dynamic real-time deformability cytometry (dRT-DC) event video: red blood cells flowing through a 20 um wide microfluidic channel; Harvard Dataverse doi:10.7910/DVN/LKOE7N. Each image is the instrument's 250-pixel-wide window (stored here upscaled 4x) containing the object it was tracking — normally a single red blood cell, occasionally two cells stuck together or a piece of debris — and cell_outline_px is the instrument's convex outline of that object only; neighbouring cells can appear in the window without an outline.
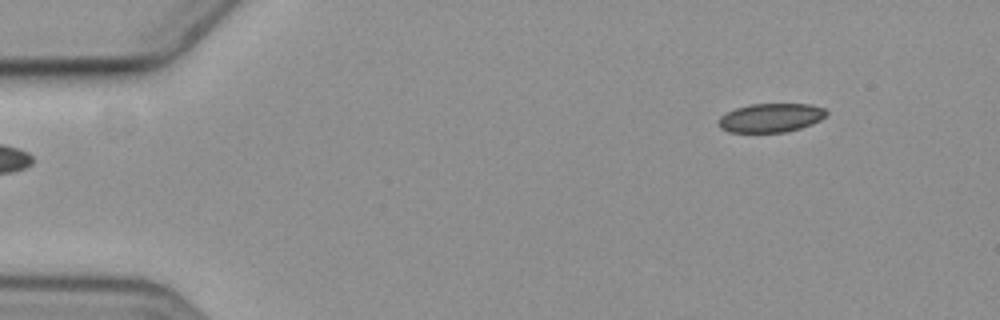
{"species": "common noctule bat (a hibernating species)", "species_latin": "Nyctalus noctula", "temperature_condition": "cold", "stored_images_in_passage": 6, "segment_of_instrument_passage": [2, 2], "camera_frame_rate_fps": 3000, "um_per_image_px": 0.085, "animal": {"sex": "female", "body_mass_g": 19.3, "forearm_length_mm": 54.1}, "frame": {"image": 1, "passage_image": 6, "time_ms": 6.667, "image_size_px": [1000, 320], "cell_outline_px": [[828, 112], [820, 120], [812, 124], [800, 128], [784, 132], [728, 132], [720, 128], [716, 124], [716, 120], [720, 116], [736, 108], [748, 104], [812, 104], [824, 108]], "centroid_in_image_um": [65.48, 10.01], "position_along_channel_um": 19.5, "area_um2": 18.26}}